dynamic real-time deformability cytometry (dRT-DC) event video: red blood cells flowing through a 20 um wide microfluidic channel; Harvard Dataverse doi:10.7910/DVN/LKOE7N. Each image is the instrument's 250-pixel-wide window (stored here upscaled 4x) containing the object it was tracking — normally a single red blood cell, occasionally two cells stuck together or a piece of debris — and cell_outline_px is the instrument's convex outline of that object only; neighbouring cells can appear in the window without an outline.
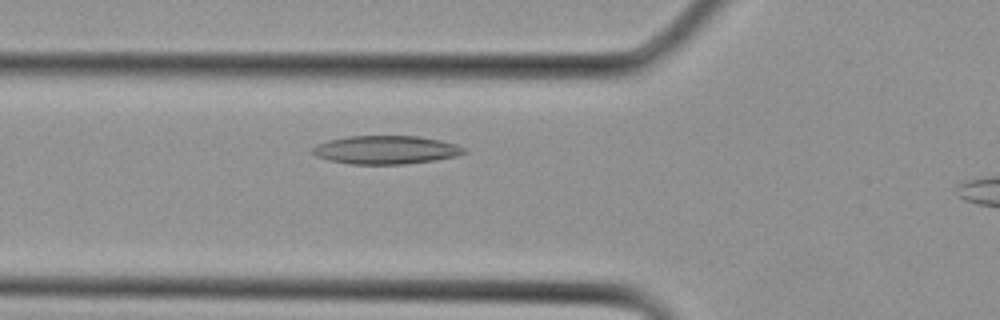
{"species": "Egyptian fruit bat (a non-hibernating species)", "species_latin": "Rousettus aegyptiacus", "temperature_condition": "cold", "stored_images_in_passage": 6, "camera_frame_rate_fps": 3000, "um_per_image_px": 0.085, "animal": {"sex": "female"}, "frame": {"image": 1, "passage_image": 2, "time_ms": 0.333, "image_size_px": [1000, 320], "cell_outline_px": [[468, 152], [456, 156], [436, 160], [404, 164], [348, 164], [328, 160], [316, 156], [312, 152], [312, 148], [316, 144], [328, 140], [348, 136], [420, 136], [440, 140], [456, 144], [464, 148]], "centroid_in_image_um": [32.79, 12.74], "position_along_channel_um": 93.0, "area_um2": 25.2}}
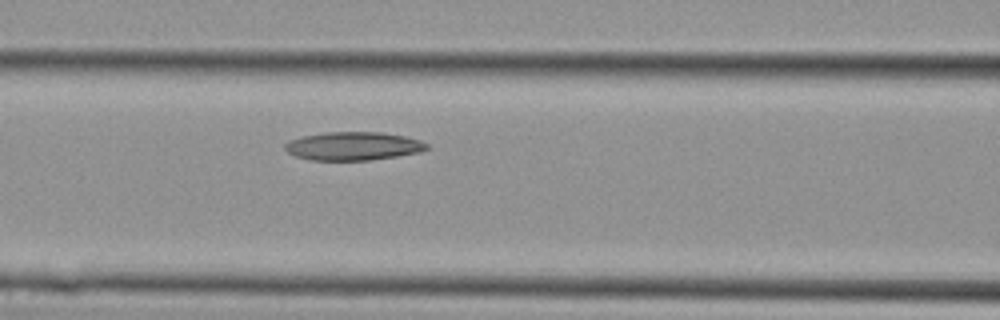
{"frame": {"image": 2, "passage_image": 4, "time_ms": 1.0, "image_size_px": [1000, 320], "cell_outline_px": [[432, 148], [420, 152], [396, 156], [368, 160], [308, 160], [296, 156], [288, 152], [284, 148], [284, 144], [288, 140], [304, 136], [328, 132], [384, 132], [404, 136], [420, 140], [428, 144]], "centroid_in_image_um": [30.04, 12.41], "position_along_channel_um": 136.6, "area_um2": 23.52}}
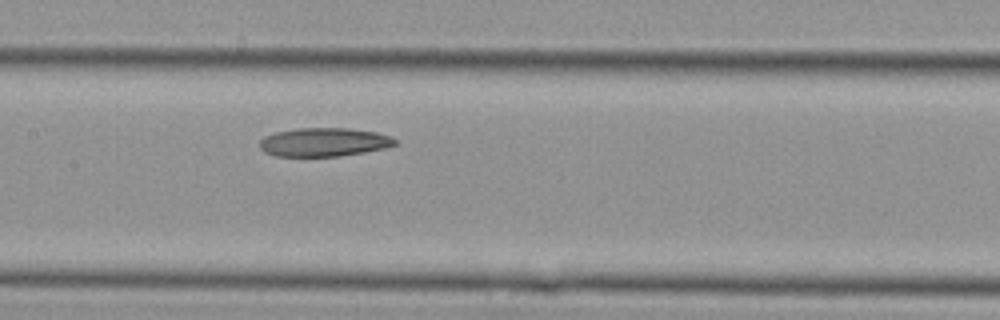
{"frame": {"image": 3, "passage_image": 6, "time_ms": 1.667, "image_size_px": [1000, 320], "cell_outline_px": [[396, 144], [384, 148], [364, 152], [340, 156], [276, 156], [264, 152], [260, 148], [260, 140], [264, 136], [276, 132], [296, 128], [348, 128], [376, 132], [388, 136], [396, 140]], "centroid_in_image_um": [27.5, 12.08], "position_along_channel_um": 179.9, "area_um2": 22.48}}